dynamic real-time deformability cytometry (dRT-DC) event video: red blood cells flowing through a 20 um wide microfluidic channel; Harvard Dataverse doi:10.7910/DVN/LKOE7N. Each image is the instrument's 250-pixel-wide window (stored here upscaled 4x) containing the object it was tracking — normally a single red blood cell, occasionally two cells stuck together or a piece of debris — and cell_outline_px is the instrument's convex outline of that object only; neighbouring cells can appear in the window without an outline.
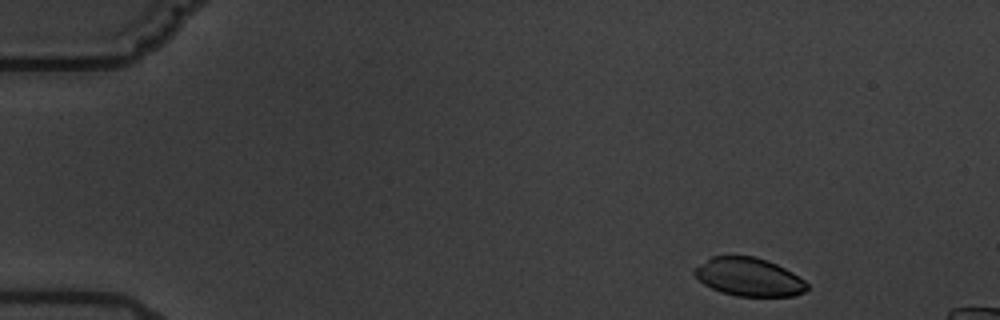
{"species": "common noctule bat (a hibernating species)", "species_latin": "Nyctalus noctula", "temperature_condition": "warm", "stored_images_in_passage": 4, "camera_frame_rate_fps": 3000, "um_per_image_px": 0.085, "animal": {"sex": "male", "body_mass_g": 19.5, "forearm_length_mm": 54.6}, "frame": {"image": 1, "passage_image": 1, "time_ms": 0.0, "image_size_px": [1000, 320], "cell_outline_px": [[808, 288], [804, 292], [792, 296], [736, 296], [720, 292], [704, 284], [692, 272], [692, 268], [712, 256], [756, 256], [768, 260], [792, 272], [804, 280], [808, 284]], "centroid_in_image_um": [63.63, 23.54], "position_along_channel_um": 21.4, "area_um2": 25.2}}